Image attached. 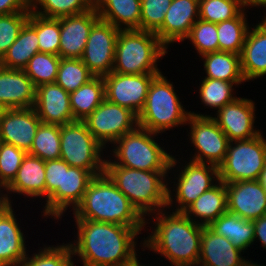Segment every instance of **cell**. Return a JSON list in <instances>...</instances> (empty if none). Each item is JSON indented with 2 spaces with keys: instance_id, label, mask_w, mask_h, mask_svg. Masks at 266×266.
I'll return each mask as SVG.
<instances>
[{
  "instance_id": "cell-22",
  "label": "cell",
  "mask_w": 266,
  "mask_h": 266,
  "mask_svg": "<svg viewBox=\"0 0 266 266\" xmlns=\"http://www.w3.org/2000/svg\"><path fill=\"white\" fill-rule=\"evenodd\" d=\"M200 245L197 266H245L249 261L243 258L241 254L243 251L227 238L213 232L208 226L203 228Z\"/></svg>"
},
{
  "instance_id": "cell-9",
  "label": "cell",
  "mask_w": 266,
  "mask_h": 266,
  "mask_svg": "<svg viewBox=\"0 0 266 266\" xmlns=\"http://www.w3.org/2000/svg\"><path fill=\"white\" fill-rule=\"evenodd\" d=\"M264 137L262 132L252 139L229 141L225 159L218 167L220 181L258 180L266 161Z\"/></svg>"
},
{
  "instance_id": "cell-45",
  "label": "cell",
  "mask_w": 266,
  "mask_h": 266,
  "mask_svg": "<svg viewBox=\"0 0 266 266\" xmlns=\"http://www.w3.org/2000/svg\"><path fill=\"white\" fill-rule=\"evenodd\" d=\"M172 0H141L140 30L155 32L163 23Z\"/></svg>"
},
{
  "instance_id": "cell-47",
  "label": "cell",
  "mask_w": 266,
  "mask_h": 266,
  "mask_svg": "<svg viewBox=\"0 0 266 266\" xmlns=\"http://www.w3.org/2000/svg\"><path fill=\"white\" fill-rule=\"evenodd\" d=\"M15 12H31L30 0H0V15Z\"/></svg>"
},
{
  "instance_id": "cell-13",
  "label": "cell",
  "mask_w": 266,
  "mask_h": 266,
  "mask_svg": "<svg viewBox=\"0 0 266 266\" xmlns=\"http://www.w3.org/2000/svg\"><path fill=\"white\" fill-rule=\"evenodd\" d=\"M120 29L99 19L91 28L81 60L94 76L110 74Z\"/></svg>"
},
{
  "instance_id": "cell-18",
  "label": "cell",
  "mask_w": 266,
  "mask_h": 266,
  "mask_svg": "<svg viewBox=\"0 0 266 266\" xmlns=\"http://www.w3.org/2000/svg\"><path fill=\"white\" fill-rule=\"evenodd\" d=\"M199 19V0H172L162 25L154 32L168 49L169 44L184 42Z\"/></svg>"
},
{
  "instance_id": "cell-10",
  "label": "cell",
  "mask_w": 266,
  "mask_h": 266,
  "mask_svg": "<svg viewBox=\"0 0 266 266\" xmlns=\"http://www.w3.org/2000/svg\"><path fill=\"white\" fill-rule=\"evenodd\" d=\"M186 163L181 168L179 165L181 170L175 171H179V174L177 173V177L174 178L175 181L178 179L177 182H172L175 183L173 186H176L172 190V192H175L174 196L170 190L171 188L168 187L167 207L168 209L176 207L175 210L173 209L174 212H184L201 194L220 181L218 167L191 160L189 163L186 161ZM174 203H177L175 207H173Z\"/></svg>"
},
{
  "instance_id": "cell-32",
  "label": "cell",
  "mask_w": 266,
  "mask_h": 266,
  "mask_svg": "<svg viewBox=\"0 0 266 266\" xmlns=\"http://www.w3.org/2000/svg\"><path fill=\"white\" fill-rule=\"evenodd\" d=\"M69 97L74 119L85 120L105 99L103 77L94 76L76 91L71 92Z\"/></svg>"
},
{
  "instance_id": "cell-23",
  "label": "cell",
  "mask_w": 266,
  "mask_h": 266,
  "mask_svg": "<svg viewBox=\"0 0 266 266\" xmlns=\"http://www.w3.org/2000/svg\"><path fill=\"white\" fill-rule=\"evenodd\" d=\"M36 101V87L24 70L0 65V103L8 109L31 108Z\"/></svg>"
},
{
  "instance_id": "cell-50",
  "label": "cell",
  "mask_w": 266,
  "mask_h": 266,
  "mask_svg": "<svg viewBox=\"0 0 266 266\" xmlns=\"http://www.w3.org/2000/svg\"><path fill=\"white\" fill-rule=\"evenodd\" d=\"M138 254H134L130 259L120 262L119 264L115 266H147L146 264H141L140 260H138Z\"/></svg>"
},
{
  "instance_id": "cell-43",
  "label": "cell",
  "mask_w": 266,
  "mask_h": 266,
  "mask_svg": "<svg viewBox=\"0 0 266 266\" xmlns=\"http://www.w3.org/2000/svg\"><path fill=\"white\" fill-rule=\"evenodd\" d=\"M30 12L0 15V59L16 41L21 28L28 21Z\"/></svg>"
},
{
  "instance_id": "cell-1",
  "label": "cell",
  "mask_w": 266,
  "mask_h": 266,
  "mask_svg": "<svg viewBox=\"0 0 266 266\" xmlns=\"http://www.w3.org/2000/svg\"><path fill=\"white\" fill-rule=\"evenodd\" d=\"M77 239L69 242L83 266H115L137 253V236L144 227L74 219Z\"/></svg>"
},
{
  "instance_id": "cell-52",
  "label": "cell",
  "mask_w": 266,
  "mask_h": 266,
  "mask_svg": "<svg viewBox=\"0 0 266 266\" xmlns=\"http://www.w3.org/2000/svg\"><path fill=\"white\" fill-rule=\"evenodd\" d=\"M258 181L266 189V161H265L264 167L261 170Z\"/></svg>"
},
{
  "instance_id": "cell-34",
  "label": "cell",
  "mask_w": 266,
  "mask_h": 266,
  "mask_svg": "<svg viewBox=\"0 0 266 266\" xmlns=\"http://www.w3.org/2000/svg\"><path fill=\"white\" fill-rule=\"evenodd\" d=\"M93 7L94 0H30L31 13L48 18L81 14Z\"/></svg>"
},
{
  "instance_id": "cell-5",
  "label": "cell",
  "mask_w": 266,
  "mask_h": 266,
  "mask_svg": "<svg viewBox=\"0 0 266 266\" xmlns=\"http://www.w3.org/2000/svg\"><path fill=\"white\" fill-rule=\"evenodd\" d=\"M166 54L167 48L154 32L138 29L120 30L112 72L161 74L157 63Z\"/></svg>"
},
{
  "instance_id": "cell-49",
  "label": "cell",
  "mask_w": 266,
  "mask_h": 266,
  "mask_svg": "<svg viewBox=\"0 0 266 266\" xmlns=\"http://www.w3.org/2000/svg\"><path fill=\"white\" fill-rule=\"evenodd\" d=\"M4 190L7 193H4L3 192ZM8 194L9 193H8L7 186L0 183V216L4 215L9 209L13 208L11 204L13 202L10 200V197H8L10 196Z\"/></svg>"
},
{
  "instance_id": "cell-39",
  "label": "cell",
  "mask_w": 266,
  "mask_h": 266,
  "mask_svg": "<svg viewBox=\"0 0 266 266\" xmlns=\"http://www.w3.org/2000/svg\"><path fill=\"white\" fill-rule=\"evenodd\" d=\"M244 9L243 0H199V19L217 24L237 17Z\"/></svg>"
},
{
  "instance_id": "cell-46",
  "label": "cell",
  "mask_w": 266,
  "mask_h": 266,
  "mask_svg": "<svg viewBox=\"0 0 266 266\" xmlns=\"http://www.w3.org/2000/svg\"><path fill=\"white\" fill-rule=\"evenodd\" d=\"M64 161L59 158L45 161V201L57 190L63 189Z\"/></svg>"
},
{
  "instance_id": "cell-44",
  "label": "cell",
  "mask_w": 266,
  "mask_h": 266,
  "mask_svg": "<svg viewBox=\"0 0 266 266\" xmlns=\"http://www.w3.org/2000/svg\"><path fill=\"white\" fill-rule=\"evenodd\" d=\"M27 153L14 145L0 143V183L8 186L15 178Z\"/></svg>"
},
{
  "instance_id": "cell-25",
  "label": "cell",
  "mask_w": 266,
  "mask_h": 266,
  "mask_svg": "<svg viewBox=\"0 0 266 266\" xmlns=\"http://www.w3.org/2000/svg\"><path fill=\"white\" fill-rule=\"evenodd\" d=\"M9 194L27 197H46L45 161L27 153L14 180L7 186Z\"/></svg>"
},
{
  "instance_id": "cell-35",
  "label": "cell",
  "mask_w": 266,
  "mask_h": 266,
  "mask_svg": "<svg viewBox=\"0 0 266 266\" xmlns=\"http://www.w3.org/2000/svg\"><path fill=\"white\" fill-rule=\"evenodd\" d=\"M199 86V95L204 107H210L215 110H219L226 104H229L236 100L238 97L234 96L233 86H238L241 83L227 82L218 79L204 78L201 80Z\"/></svg>"
},
{
  "instance_id": "cell-12",
  "label": "cell",
  "mask_w": 266,
  "mask_h": 266,
  "mask_svg": "<svg viewBox=\"0 0 266 266\" xmlns=\"http://www.w3.org/2000/svg\"><path fill=\"white\" fill-rule=\"evenodd\" d=\"M83 122L105 149L107 143L112 145L124 134L139 126L138 116L133 111L107 99H104Z\"/></svg>"
},
{
  "instance_id": "cell-21",
  "label": "cell",
  "mask_w": 266,
  "mask_h": 266,
  "mask_svg": "<svg viewBox=\"0 0 266 266\" xmlns=\"http://www.w3.org/2000/svg\"><path fill=\"white\" fill-rule=\"evenodd\" d=\"M69 95L56 83L38 86L34 109L41 122L59 126L75 122Z\"/></svg>"
},
{
  "instance_id": "cell-19",
  "label": "cell",
  "mask_w": 266,
  "mask_h": 266,
  "mask_svg": "<svg viewBox=\"0 0 266 266\" xmlns=\"http://www.w3.org/2000/svg\"><path fill=\"white\" fill-rule=\"evenodd\" d=\"M99 19L95 6L81 14L60 17L59 56L80 59L91 28Z\"/></svg>"
},
{
  "instance_id": "cell-26",
  "label": "cell",
  "mask_w": 266,
  "mask_h": 266,
  "mask_svg": "<svg viewBox=\"0 0 266 266\" xmlns=\"http://www.w3.org/2000/svg\"><path fill=\"white\" fill-rule=\"evenodd\" d=\"M252 26L240 54L241 70L246 82L266 75V31L258 24Z\"/></svg>"
},
{
  "instance_id": "cell-7",
  "label": "cell",
  "mask_w": 266,
  "mask_h": 266,
  "mask_svg": "<svg viewBox=\"0 0 266 266\" xmlns=\"http://www.w3.org/2000/svg\"><path fill=\"white\" fill-rule=\"evenodd\" d=\"M156 136L158 134L138 126L113 143L111 155L115 159L112 161L137 170L170 171L173 156L155 142Z\"/></svg>"
},
{
  "instance_id": "cell-30",
  "label": "cell",
  "mask_w": 266,
  "mask_h": 266,
  "mask_svg": "<svg viewBox=\"0 0 266 266\" xmlns=\"http://www.w3.org/2000/svg\"><path fill=\"white\" fill-rule=\"evenodd\" d=\"M213 232L231 241L241 251L254 244V223L236 214L225 212L208 226Z\"/></svg>"
},
{
  "instance_id": "cell-37",
  "label": "cell",
  "mask_w": 266,
  "mask_h": 266,
  "mask_svg": "<svg viewBox=\"0 0 266 266\" xmlns=\"http://www.w3.org/2000/svg\"><path fill=\"white\" fill-rule=\"evenodd\" d=\"M61 57L38 52L23 69L37 88L43 84L55 83Z\"/></svg>"
},
{
  "instance_id": "cell-54",
  "label": "cell",
  "mask_w": 266,
  "mask_h": 266,
  "mask_svg": "<svg viewBox=\"0 0 266 266\" xmlns=\"http://www.w3.org/2000/svg\"><path fill=\"white\" fill-rule=\"evenodd\" d=\"M266 9V8H265ZM266 13H264L263 18H261L262 21H260L259 23H257L262 29H264L266 31Z\"/></svg>"
},
{
  "instance_id": "cell-17",
  "label": "cell",
  "mask_w": 266,
  "mask_h": 266,
  "mask_svg": "<svg viewBox=\"0 0 266 266\" xmlns=\"http://www.w3.org/2000/svg\"><path fill=\"white\" fill-rule=\"evenodd\" d=\"M228 212L254 221L266 214V189L258 180L225 183Z\"/></svg>"
},
{
  "instance_id": "cell-28",
  "label": "cell",
  "mask_w": 266,
  "mask_h": 266,
  "mask_svg": "<svg viewBox=\"0 0 266 266\" xmlns=\"http://www.w3.org/2000/svg\"><path fill=\"white\" fill-rule=\"evenodd\" d=\"M227 211V190L225 183L218 181L215 186L201 194L184 213L193 222L202 226H209Z\"/></svg>"
},
{
  "instance_id": "cell-33",
  "label": "cell",
  "mask_w": 266,
  "mask_h": 266,
  "mask_svg": "<svg viewBox=\"0 0 266 266\" xmlns=\"http://www.w3.org/2000/svg\"><path fill=\"white\" fill-rule=\"evenodd\" d=\"M245 10L233 19L217 23L219 51L241 54L250 28Z\"/></svg>"
},
{
  "instance_id": "cell-8",
  "label": "cell",
  "mask_w": 266,
  "mask_h": 266,
  "mask_svg": "<svg viewBox=\"0 0 266 266\" xmlns=\"http://www.w3.org/2000/svg\"><path fill=\"white\" fill-rule=\"evenodd\" d=\"M103 149L83 121L60 126V158L69 166L85 169L94 177L101 175L106 160Z\"/></svg>"
},
{
  "instance_id": "cell-31",
  "label": "cell",
  "mask_w": 266,
  "mask_h": 266,
  "mask_svg": "<svg viewBox=\"0 0 266 266\" xmlns=\"http://www.w3.org/2000/svg\"><path fill=\"white\" fill-rule=\"evenodd\" d=\"M204 60V69L206 76L204 78L224 80L233 83L246 82L242 70L240 55L215 51L200 57Z\"/></svg>"
},
{
  "instance_id": "cell-15",
  "label": "cell",
  "mask_w": 266,
  "mask_h": 266,
  "mask_svg": "<svg viewBox=\"0 0 266 266\" xmlns=\"http://www.w3.org/2000/svg\"><path fill=\"white\" fill-rule=\"evenodd\" d=\"M94 176L87 170L71 167L64 161L63 189H57L45 202L43 217L62 218L67 208L73 211L81 203L88 184Z\"/></svg>"
},
{
  "instance_id": "cell-42",
  "label": "cell",
  "mask_w": 266,
  "mask_h": 266,
  "mask_svg": "<svg viewBox=\"0 0 266 266\" xmlns=\"http://www.w3.org/2000/svg\"><path fill=\"white\" fill-rule=\"evenodd\" d=\"M39 52L59 56L60 20L37 15Z\"/></svg>"
},
{
  "instance_id": "cell-38",
  "label": "cell",
  "mask_w": 266,
  "mask_h": 266,
  "mask_svg": "<svg viewBox=\"0 0 266 266\" xmlns=\"http://www.w3.org/2000/svg\"><path fill=\"white\" fill-rule=\"evenodd\" d=\"M93 77L81 59L61 58L55 83L71 93Z\"/></svg>"
},
{
  "instance_id": "cell-14",
  "label": "cell",
  "mask_w": 266,
  "mask_h": 266,
  "mask_svg": "<svg viewBox=\"0 0 266 266\" xmlns=\"http://www.w3.org/2000/svg\"><path fill=\"white\" fill-rule=\"evenodd\" d=\"M159 74H120L103 76L105 99L133 111L137 116L143 109L149 86Z\"/></svg>"
},
{
  "instance_id": "cell-16",
  "label": "cell",
  "mask_w": 266,
  "mask_h": 266,
  "mask_svg": "<svg viewBox=\"0 0 266 266\" xmlns=\"http://www.w3.org/2000/svg\"><path fill=\"white\" fill-rule=\"evenodd\" d=\"M255 109L253 100L238 97L217 110L216 115L214 117L211 115V118L226 134L229 141L248 140L261 133V130L254 126Z\"/></svg>"
},
{
  "instance_id": "cell-4",
  "label": "cell",
  "mask_w": 266,
  "mask_h": 266,
  "mask_svg": "<svg viewBox=\"0 0 266 266\" xmlns=\"http://www.w3.org/2000/svg\"><path fill=\"white\" fill-rule=\"evenodd\" d=\"M73 215L74 219L114 223L128 227H145L150 224L105 173L95 176L90 181Z\"/></svg>"
},
{
  "instance_id": "cell-36",
  "label": "cell",
  "mask_w": 266,
  "mask_h": 266,
  "mask_svg": "<svg viewBox=\"0 0 266 266\" xmlns=\"http://www.w3.org/2000/svg\"><path fill=\"white\" fill-rule=\"evenodd\" d=\"M28 153L44 161L59 159L61 155L60 126L41 122Z\"/></svg>"
},
{
  "instance_id": "cell-20",
  "label": "cell",
  "mask_w": 266,
  "mask_h": 266,
  "mask_svg": "<svg viewBox=\"0 0 266 266\" xmlns=\"http://www.w3.org/2000/svg\"><path fill=\"white\" fill-rule=\"evenodd\" d=\"M40 124L34 107L8 109L0 121L1 142L28 153Z\"/></svg>"
},
{
  "instance_id": "cell-53",
  "label": "cell",
  "mask_w": 266,
  "mask_h": 266,
  "mask_svg": "<svg viewBox=\"0 0 266 266\" xmlns=\"http://www.w3.org/2000/svg\"><path fill=\"white\" fill-rule=\"evenodd\" d=\"M7 110L8 108L4 104L0 103V121L6 114Z\"/></svg>"
},
{
  "instance_id": "cell-27",
  "label": "cell",
  "mask_w": 266,
  "mask_h": 266,
  "mask_svg": "<svg viewBox=\"0 0 266 266\" xmlns=\"http://www.w3.org/2000/svg\"><path fill=\"white\" fill-rule=\"evenodd\" d=\"M37 36V14L31 13L28 21L21 28L16 41L9 47L0 59V65L23 70L28 61L39 52Z\"/></svg>"
},
{
  "instance_id": "cell-48",
  "label": "cell",
  "mask_w": 266,
  "mask_h": 266,
  "mask_svg": "<svg viewBox=\"0 0 266 266\" xmlns=\"http://www.w3.org/2000/svg\"><path fill=\"white\" fill-rule=\"evenodd\" d=\"M253 223H254V241L259 240L263 249H266V214L254 220Z\"/></svg>"
},
{
  "instance_id": "cell-40",
  "label": "cell",
  "mask_w": 266,
  "mask_h": 266,
  "mask_svg": "<svg viewBox=\"0 0 266 266\" xmlns=\"http://www.w3.org/2000/svg\"><path fill=\"white\" fill-rule=\"evenodd\" d=\"M73 252L69 243L63 245L45 246L39 252L27 257L20 266H76L73 261Z\"/></svg>"
},
{
  "instance_id": "cell-6",
  "label": "cell",
  "mask_w": 266,
  "mask_h": 266,
  "mask_svg": "<svg viewBox=\"0 0 266 266\" xmlns=\"http://www.w3.org/2000/svg\"><path fill=\"white\" fill-rule=\"evenodd\" d=\"M183 106L173 82L161 73L149 86L144 107L138 114V125L159 135L173 127L186 125L190 112Z\"/></svg>"
},
{
  "instance_id": "cell-24",
  "label": "cell",
  "mask_w": 266,
  "mask_h": 266,
  "mask_svg": "<svg viewBox=\"0 0 266 266\" xmlns=\"http://www.w3.org/2000/svg\"><path fill=\"white\" fill-rule=\"evenodd\" d=\"M13 210L0 216V266H20L28 254L25 235Z\"/></svg>"
},
{
  "instance_id": "cell-2",
  "label": "cell",
  "mask_w": 266,
  "mask_h": 266,
  "mask_svg": "<svg viewBox=\"0 0 266 266\" xmlns=\"http://www.w3.org/2000/svg\"><path fill=\"white\" fill-rule=\"evenodd\" d=\"M166 211L152 214L154 229L143 238V251L146 247L160 254L171 266H197L204 226L193 222L184 212Z\"/></svg>"
},
{
  "instance_id": "cell-3",
  "label": "cell",
  "mask_w": 266,
  "mask_h": 266,
  "mask_svg": "<svg viewBox=\"0 0 266 266\" xmlns=\"http://www.w3.org/2000/svg\"><path fill=\"white\" fill-rule=\"evenodd\" d=\"M175 157H172L170 172L126 168L115 164L110 158L105 160L104 173L145 218L167 208L170 183L167 177L179 164Z\"/></svg>"
},
{
  "instance_id": "cell-11",
  "label": "cell",
  "mask_w": 266,
  "mask_h": 266,
  "mask_svg": "<svg viewBox=\"0 0 266 266\" xmlns=\"http://www.w3.org/2000/svg\"><path fill=\"white\" fill-rule=\"evenodd\" d=\"M190 112L186 125H189V140L195 148L190 160L219 167L227 154L229 140L226 134L210 115Z\"/></svg>"
},
{
  "instance_id": "cell-41",
  "label": "cell",
  "mask_w": 266,
  "mask_h": 266,
  "mask_svg": "<svg viewBox=\"0 0 266 266\" xmlns=\"http://www.w3.org/2000/svg\"><path fill=\"white\" fill-rule=\"evenodd\" d=\"M186 39L191 41L199 57L219 51L216 23L198 19Z\"/></svg>"
},
{
  "instance_id": "cell-51",
  "label": "cell",
  "mask_w": 266,
  "mask_h": 266,
  "mask_svg": "<svg viewBox=\"0 0 266 266\" xmlns=\"http://www.w3.org/2000/svg\"><path fill=\"white\" fill-rule=\"evenodd\" d=\"M243 3L246 9L252 8L253 6H263L264 8L266 7V0H243Z\"/></svg>"
},
{
  "instance_id": "cell-29",
  "label": "cell",
  "mask_w": 266,
  "mask_h": 266,
  "mask_svg": "<svg viewBox=\"0 0 266 266\" xmlns=\"http://www.w3.org/2000/svg\"><path fill=\"white\" fill-rule=\"evenodd\" d=\"M99 18L120 30H140L141 0H94Z\"/></svg>"
}]
</instances>
